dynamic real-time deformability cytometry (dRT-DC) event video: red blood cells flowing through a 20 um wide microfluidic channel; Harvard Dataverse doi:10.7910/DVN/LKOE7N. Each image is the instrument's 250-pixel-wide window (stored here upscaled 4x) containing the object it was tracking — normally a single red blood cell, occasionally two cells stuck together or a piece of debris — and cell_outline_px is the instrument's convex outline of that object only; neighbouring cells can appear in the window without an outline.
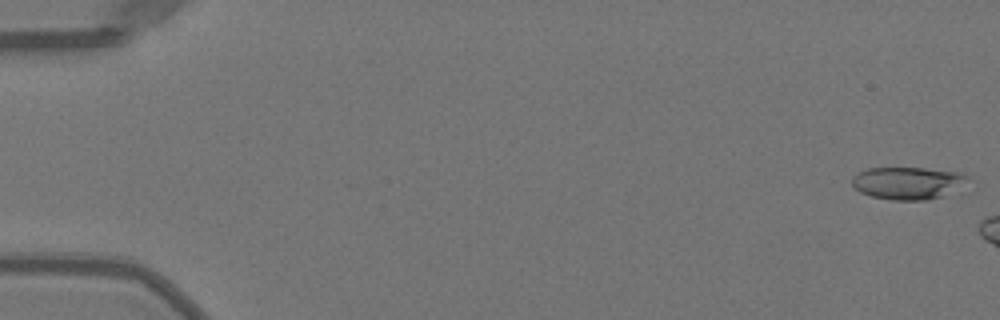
{"species": "Egyptian fruit bat (a non-hibernating species)", "species_latin": "Rousettus aegyptiacus", "temperature_condition": "warm", "stored_images_in_passage": 6, "camera_frame_rate_fps": 3000, "um_per_image_px": 0.085, "animal": {"sex": "female"}, "frame": {"image": 1, "passage_image": 1, "time_ms": 0.0, "image_size_px": [1000, 320], "cell_outline_px": [[968, 176], [952, 192], [928, 200], [892, 200], [872, 196], [860, 192], [852, 184], [852, 176], [868, 168], [924, 168], [964, 172]], "centroid_in_image_um": [77.12, 15.55], "position_along_channel_um": 7.9, "area_um2": 21.56}}